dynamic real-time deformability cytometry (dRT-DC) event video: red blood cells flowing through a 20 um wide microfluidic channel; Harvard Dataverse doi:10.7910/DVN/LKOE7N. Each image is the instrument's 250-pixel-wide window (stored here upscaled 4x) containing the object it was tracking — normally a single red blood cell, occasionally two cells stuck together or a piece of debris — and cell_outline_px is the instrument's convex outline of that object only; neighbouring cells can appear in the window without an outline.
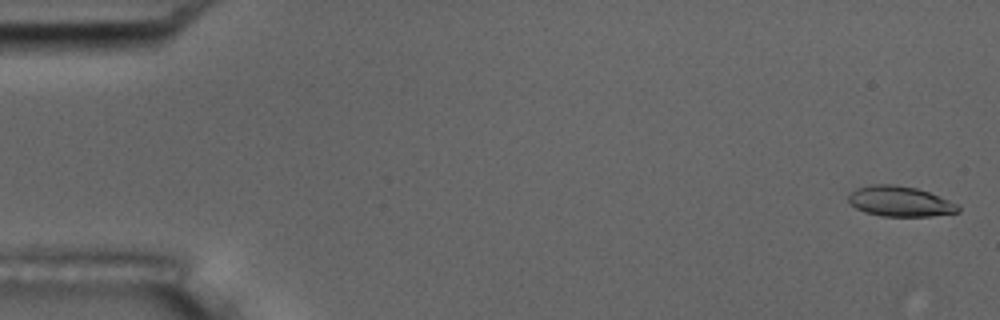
{"species": "common noctule bat (a hibernating species)", "species_latin": "Nyctalus noctula", "temperature_condition": "room temperature", "stored_images_in_passage": 55, "camera_frame_rate_fps": 3000, "um_per_image_px": 0.085, "animal": {"sex": "male", "body_mass_g": 17.5, "forearm_length_mm": 52.3}, "frame": {"image": 1, "passage_image": 2, "time_ms": 0.333, "image_size_px": [1000, 320], "cell_outline_px": [[960, 212], [932, 216], [880, 216], [864, 212], [856, 208], [848, 200], [848, 196], [856, 188], [872, 184], [892, 184], [916, 188], [928, 192], [960, 204]], "centroid_in_image_um": [76.52, 17.12], "position_along_channel_um": 8.5, "area_um2": 19.42}}
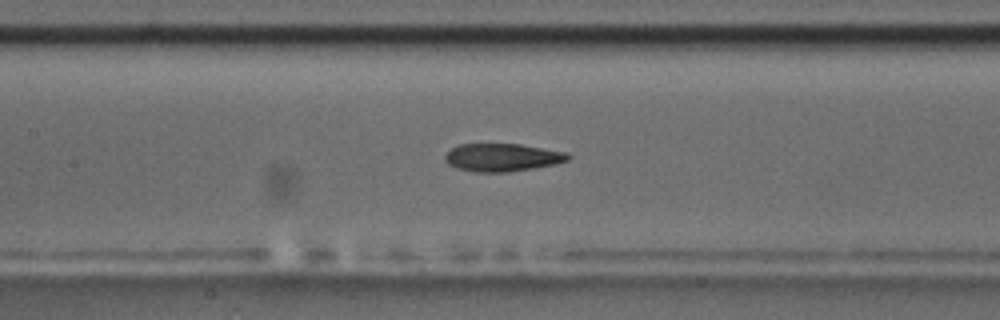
{"frame": {"image": 2, "passage_image": 26, "time_ms": 8.333, "image_size_px": [1000, 320], "cell_outline_px": [[572, 156], [568, 160], [536, 168], [508, 172], [476, 172], [456, 168], [448, 164], [444, 160], [444, 156], [452, 148], [460, 144], [520, 144], [568, 152]], "centroid_in_image_um": [42.7, 13.38], "position_along_channel_um": 164.7, "area_um2": 20.06}}
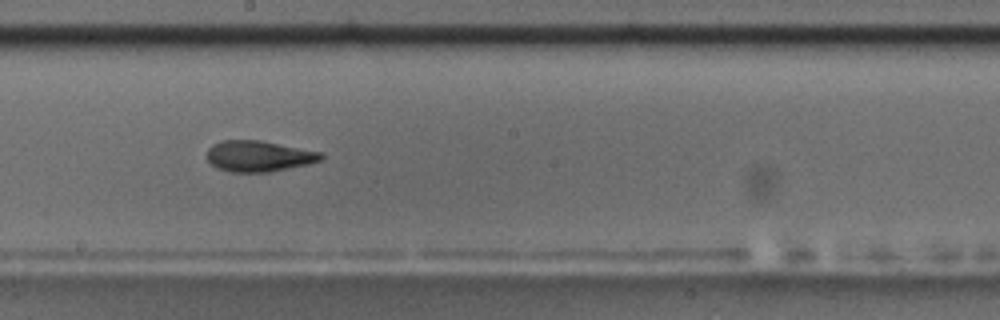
{"frame": {"image": 3, "passage_image": 31, "time_ms": 10.0, "image_size_px": [1000, 320], "cell_outline_px": [[324, 160], [308, 164], [268, 172], [232, 172], [216, 168], [204, 156], [208, 148], [212, 144], [220, 140], [260, 140], [324, 152]], "centroid_in_image_um": [21.99, 13.26], "position_along_channel_um": 226.2, "area_um2": 20.92}, "authors_computed_cell_mechanics": {"area_um2": 20.2878, "velocity_mm_per_s": 3.7164, "shape_relaxation_time_tau1_ms": 5.6433, "shape_relaxation_time_tau2_ms": 1.8759, "deformation_change_tau1": 0.2068, "deformation_change_tau2": 0.0937}}